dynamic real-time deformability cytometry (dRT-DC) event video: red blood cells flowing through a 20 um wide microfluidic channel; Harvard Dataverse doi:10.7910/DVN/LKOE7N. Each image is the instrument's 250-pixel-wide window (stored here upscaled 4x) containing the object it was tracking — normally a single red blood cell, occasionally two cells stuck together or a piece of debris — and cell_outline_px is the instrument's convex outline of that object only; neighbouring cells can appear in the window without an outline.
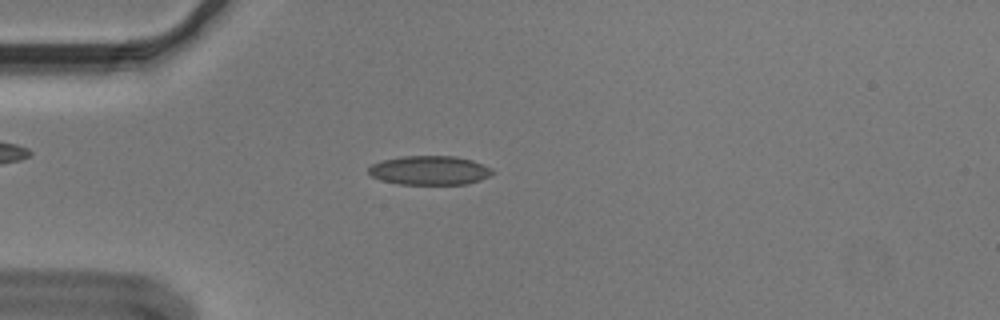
{"species": "Egyptian fruit bat (a non-hibernating species)", "species_latin": "Rousettus aegyptiacus", "temperature_condition": "cold", "stored_images_in_passage": 54, "segment_of_instrument_passage": [1, 2], "camera_frame_rate_fps": 3000, "um_per_image_px": 0.085, "animal": {"sex": "male"}, "frame": {"image": 1, "passage_image": 14, "time_ms": 4.333, "image_size_px": [1000, 320], "cell_outline_px": [[492, 172], [488, 176], [480, 180], [468, 184], [396, 184], [380, 180], [372, 176], [368, 172], [368, 168], [372, 164], [380, 160], [400, 156], [456, 156], [472, 160], [492, 168]], "centroid_in_image_um": [36.47, 14.48], "position_along_channel_um": 48.5, "area_um2": 21.1}}
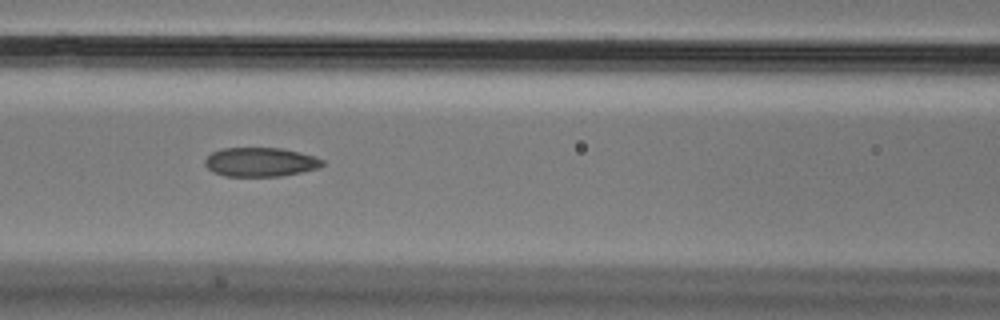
{"frame": {"image": 2, "passage_image": 23, "time_ms": 7.333, "image_size_px": [1000, 320], "cell_outline_px": [[324, 164], [320, 168], [280, 176], [224, 176], [212, 172], [204, 164], [204, 160], [212, 152], [224, 148], [284, 148], [300, 152], [324, 160]], "centroid_in_image_um": [22.13, 13.77], "position_along_channel_um": 144.5, "area_um2": 19.94}}
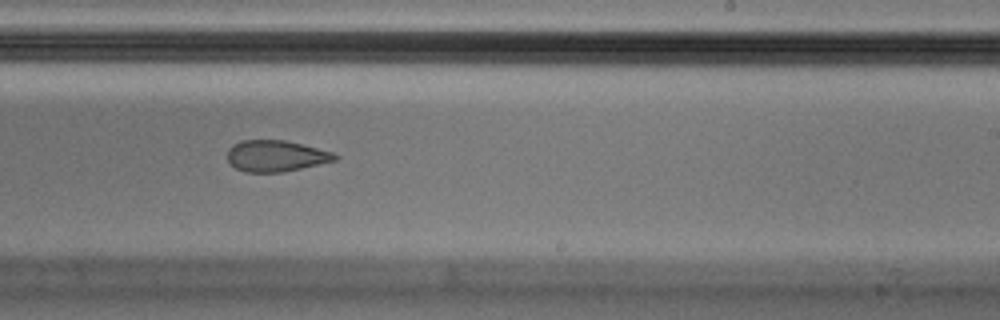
{"frame": {"image": 3, "passage_image": 33, "time_ms": 10.667, "image_size_px": [1000, 320], "cell_outline_px": [[340, 156], [336, 160], [300, 168], [280, 172], [244, 172], [236, 168], [228, 160], [228, 148], [232, 144], [240, 140], [284, 140], [332, 152]], "centroid_in_image_um": [23.41, 13.25], "position_along_channel_um": 265.6, "area_um2": 19.36}}